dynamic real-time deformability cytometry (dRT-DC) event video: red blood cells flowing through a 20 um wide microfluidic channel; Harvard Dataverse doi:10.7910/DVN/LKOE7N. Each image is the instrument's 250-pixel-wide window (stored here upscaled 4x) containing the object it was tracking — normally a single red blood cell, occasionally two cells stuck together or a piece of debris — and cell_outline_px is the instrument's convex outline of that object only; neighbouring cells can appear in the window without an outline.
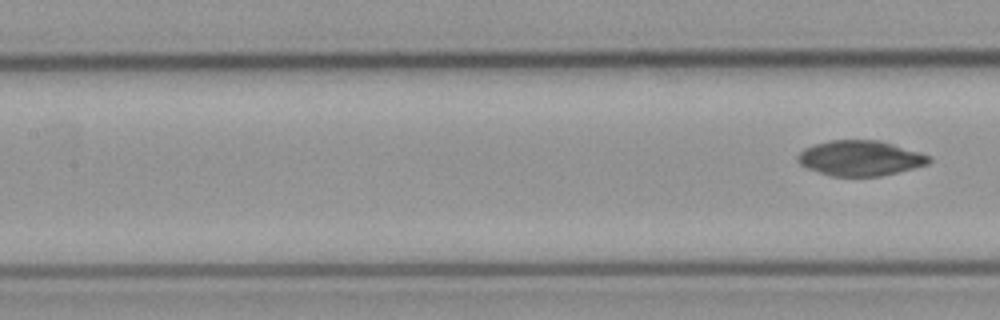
{"species": "common noctule bat (a hibernating species)", "species_latin": "Nyctalus noctula", "temperature_condition": "cold", "stored_images_in_passage": 4, "segment_of_instrument_passage": [2, 2], "camera_frame_rate_fps": 3000, "um_per_image_px": 0.085, "animal": {"sex": "male", "body_mass_g": 23.1, "forearm_length_mm": 52.7}, "frame": {"image": 1, "passage_image": 4, "time_ms": 4.333, "image_size_px": [1000, 320], "cell_outline_px": [[932, 160], [928, 164], [880, 176], [832, 176], [808, 168], [800, 164], [796, 160], [796, 156], [804, 148], [812, 144], [828, 140], [880, 140], [920, 152], [932, 156]], "centroid_in_image_um": [73.11, 13.43], "position_along_channel_um": 134.3, "area_um2": 26.99}}